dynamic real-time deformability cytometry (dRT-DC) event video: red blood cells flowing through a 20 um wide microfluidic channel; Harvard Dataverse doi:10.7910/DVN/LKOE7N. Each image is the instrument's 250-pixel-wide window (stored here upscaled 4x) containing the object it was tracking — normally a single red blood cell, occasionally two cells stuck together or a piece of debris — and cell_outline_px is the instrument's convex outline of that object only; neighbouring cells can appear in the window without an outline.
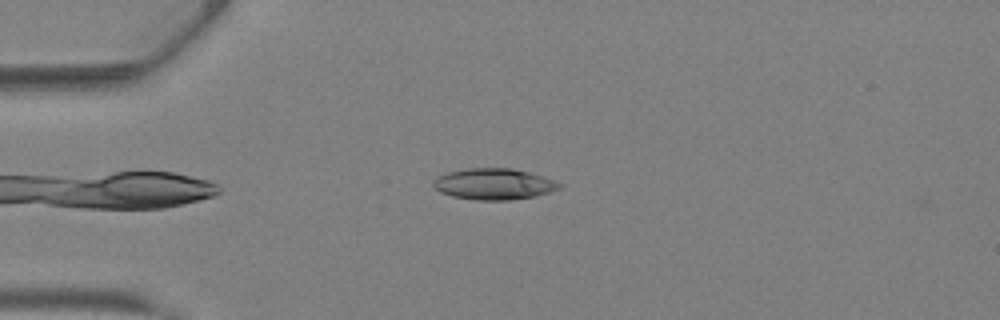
{"species": "Egyptian fruit bat (a non-hibernating species)", "species_latin": "Rousettus aegyptiacus", "temperature_condition": "warm", "stored_images_in_passage": 33, "camera_frame_rate_fps": 3000, "um_per_image_px": 0.085, "animal": {"sex": "female"}, "frame": {"image": 1, "passage_image": 5, "time_ms": 1.333, "image_size_px": [1000, 320], "cell_outline_px": [[564, 184], [560, 188], [536, 196], [508, 200], [476, 200], [452, 196], [440, 192], [432, 184], [432, 180], [448, 172], [468, 168], [512, 168], [528, 172]], "centroid_in_image_um": [41.96, 15.64], "position_along_channel_um": 43.0, "area_um2": 22.72}}
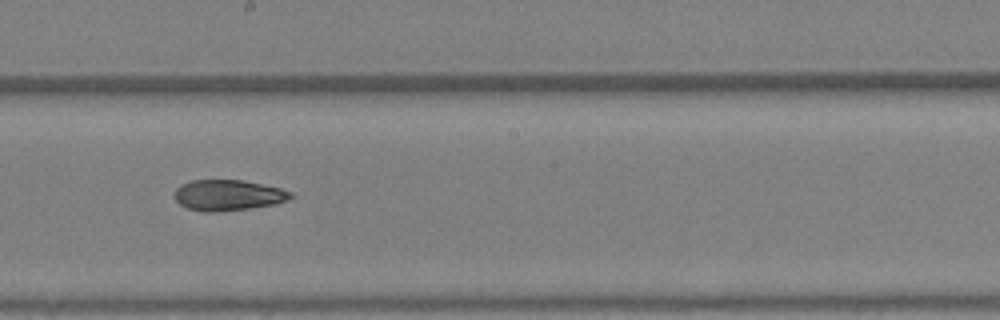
{"frame": {"image": 2, "passage_image": 18, "time_ms": 5.667, "image_size_px": [1000, 320], "cell_outline_px": [[292, 196], [276, 204], [252, 208], [220, 212], [204, 212], [188, 208], [180, 204], [176, 200], [176, 188], [180, 184], [192, 180], [244, 180], [280, 188], [292, 192]], "centroid_in_image_um": [19.38, 16.59], "position_along_channel_um": 228.8, "area_um2": 20.81}}
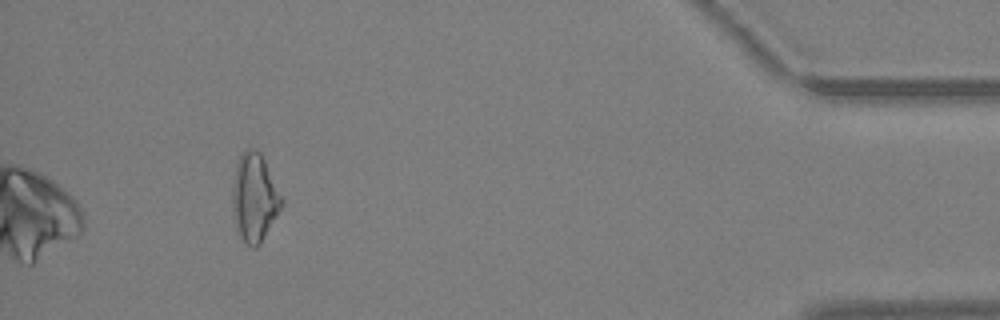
{"frame": {"image": 3, "passage_image": 33, "time_ms": 10.667, "image_size_px": [1000, 320], "cell_outline_px": [[284, 204], [260, 244], [256, 248], [252, 248], [244, 244], [236, 224], [232, 212], [232, 188], [236, 164], [244, 148], [252, 148], [260, 152], [284, 200]], "centroid_in_image_um": [21.63, 16.81], "position_along_channel_um": 413.6, "area_um2": 25.32}, "authors_computed_cell_mechanics": {"area_um2": 21.5594, "velocity_mm_per_s": 4.919, "shape_relaxation_time_tau1_ms": 3.6967, "shape_relaxation_time_tau2_ms": 4.7173, "deformation_change_tau1": 0.1727, "deformation_change_tau2": 0.1508}}